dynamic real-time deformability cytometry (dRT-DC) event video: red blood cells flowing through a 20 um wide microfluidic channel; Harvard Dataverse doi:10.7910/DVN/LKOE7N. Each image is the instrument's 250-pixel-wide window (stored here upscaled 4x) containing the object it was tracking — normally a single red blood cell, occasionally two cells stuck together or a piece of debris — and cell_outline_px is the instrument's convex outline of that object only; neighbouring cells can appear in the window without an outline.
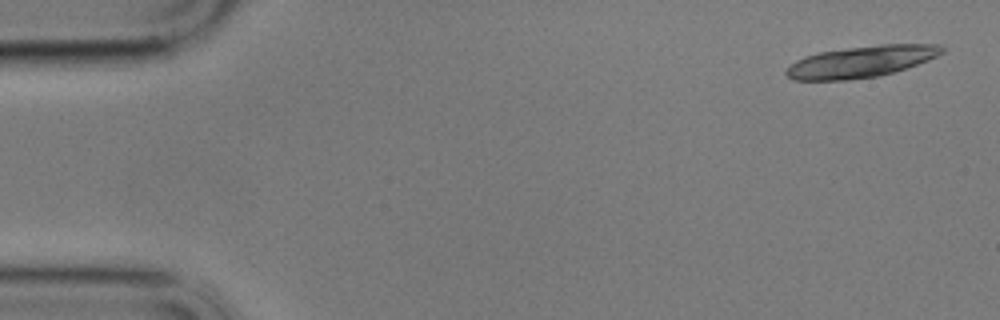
{"species": "common noctule bat (a hibernating species)", "species_latin": "Nyctalus noctula", "temperature_condition": "cold", "stored_images_in_passage": 8, "camera_frame_rate_fps": 3000, "um_per_image_px": 0.085, "animal": {"sex": "male", "body_mass_g": 17.9}, "frame": {"image": 1, "passage_image": 1, "time_ms": 0.0, "image_size_px": [1000, 320], "cell_outline_px": [[944, 52], [928, 60], [880, 76], [848, 80], [792, 80], [784, 72], [796, 60], [820, 52], [848, 48], [880, 44], [940, 44], [944, 48]], "centroid_in_image_um": [73.21, 5.24], "position_along_channel_um": 11.8, "area_um2": 28.26}}